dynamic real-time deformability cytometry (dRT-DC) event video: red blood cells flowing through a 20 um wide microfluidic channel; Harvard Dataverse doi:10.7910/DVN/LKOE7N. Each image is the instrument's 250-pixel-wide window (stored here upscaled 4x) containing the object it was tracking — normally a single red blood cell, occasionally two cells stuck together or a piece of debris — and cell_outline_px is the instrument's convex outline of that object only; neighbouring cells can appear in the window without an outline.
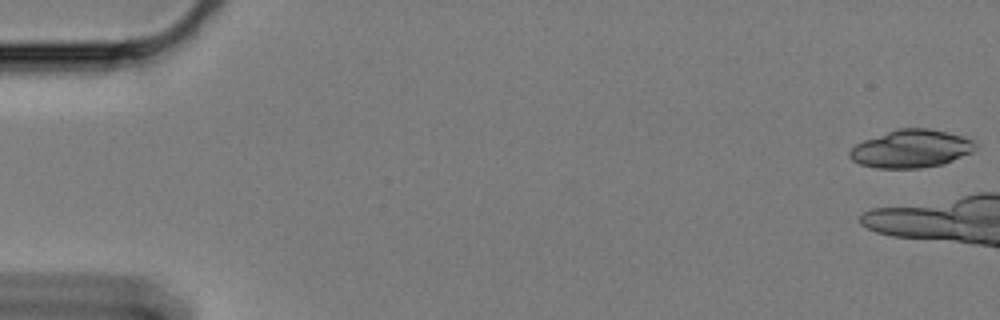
{"species": "Egyptian fruit bat (a non-hibernating species)", "species_latin": "Rousettus aegyptiacus", "temperature_condition": "cold", "stored_images_in_passage": 6, "camera_frame_rate_fps": 3000, "um_per_image_px": 0.085, "animal": {"sex": "female"}, "frame": {"image": 1, "passage_image": 1, "time_ms": 0.0, "image_size_px": [1000, 320], "cell_outline_px": [[976, 148], [972, 152], [944, 164], [920, 168], [876, 168], [860, 164], [852, 160], [848, 156], [848, 152], [856, 144], [864, 140], [900, 128], [928, 128], [960, 136], [972, 140], [976, 144]], "centroid_in_image_um": [77.43, 12.66], "position_along_channel_um": 7.6, "area_um2": 27.51}}